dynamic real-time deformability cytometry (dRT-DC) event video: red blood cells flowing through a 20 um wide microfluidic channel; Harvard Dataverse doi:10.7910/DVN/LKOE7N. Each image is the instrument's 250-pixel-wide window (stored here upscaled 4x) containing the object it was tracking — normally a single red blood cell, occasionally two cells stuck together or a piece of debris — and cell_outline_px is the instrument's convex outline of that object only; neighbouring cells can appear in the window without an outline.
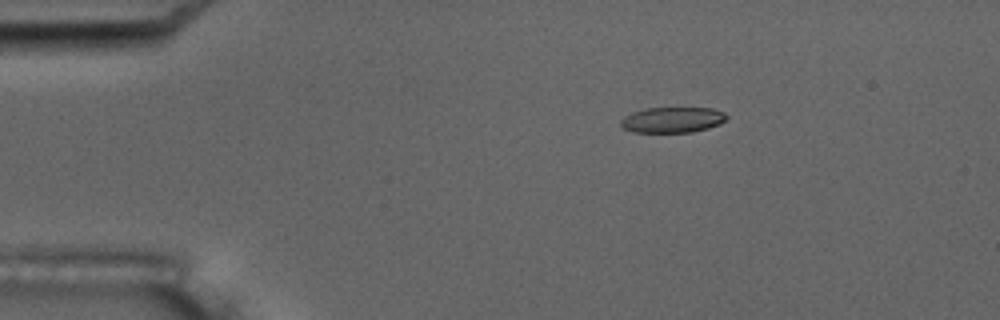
{"species": "common noctule bat (a hibernating species)", "species_latin": "Nyctalus noctula", "temperature_condition": "room temperature", "stored_images_in_passage": 3, "camera_frame_rate_fps": 3000, "um_per_image_px": 0.085, "animal": {"sex": "male", "body_mass_g": 17.5, "forearm_length_mm": 52.3}, "frame": {"image": 1, "passage_image": 3, "time_ms": 2.667, "image_size_px": [1000, 320], "cell_outline_px": [[728, 116], [720, 124], [708, 128], [692, 132], [632, 132], [624, 128], [620, 124], [620, 120], [624, 116], [632, 112], [644, 108], [712, 108], [724, 112]], "centroid_in_image_um": [57.14, 10.18], "position_along_channel_um": 27.9, "area_um2": 15.84}}